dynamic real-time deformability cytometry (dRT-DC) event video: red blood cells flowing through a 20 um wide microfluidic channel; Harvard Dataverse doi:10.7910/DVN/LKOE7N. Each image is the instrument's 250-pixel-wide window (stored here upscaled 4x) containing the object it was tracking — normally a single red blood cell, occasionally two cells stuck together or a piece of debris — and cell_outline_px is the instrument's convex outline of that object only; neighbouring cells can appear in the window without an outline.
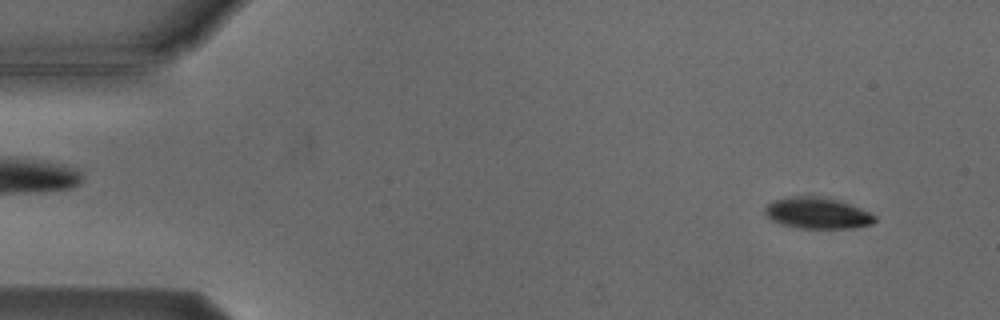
{"species": "Egyptian fruit bat (a non-hibernating species)", "species_latin": "Rousettus aegyptiacus", "temperature_condition": "cold", "stored_images_in_passage": 4, "camera_frame_rate_fps": 3000, "um_per_image_px": 0.085, "animal": {"sex": "male"}, "frame": {"image": 1, "passage_image": 1, "time_ms": 0.0, "image_size_px": [1000, 320], "cell_outline_px": [[876, 220], [872, 224], [852, 228], [800, 228], [784, 224], [772, 220], [764, 212], [764, 208], [772, 200], [784, 196], [816, 196], [840, 200], [860, 208], [876, 216]], "centroid_in_image_um": [69.46, 18.1], "position_along_channel_um": 15.5, "area_um2": 20.0}}
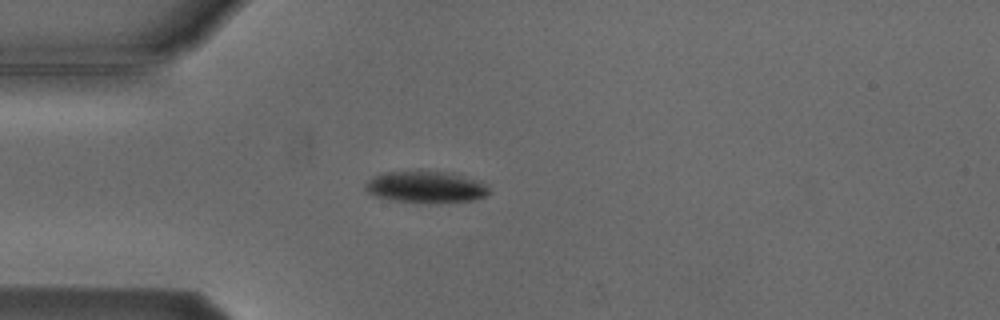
{"frame": {"image": 2, "passage_image": 4, "time_ms": 3.333, "image_size_px": [1000, 320], "cell_outline_px": [[492, 192], [476, 200], [436, 204], [396, 200], [376, 196], [368, 192], [364, 188], [364, 184], [372, 176], [384, 172], [420, 168], [452, 172], [480, 180]], "centroid_in_image_um": [36.22, 15.85], "position_along_channel_um": 48.8, "area_um2": 23.99}}